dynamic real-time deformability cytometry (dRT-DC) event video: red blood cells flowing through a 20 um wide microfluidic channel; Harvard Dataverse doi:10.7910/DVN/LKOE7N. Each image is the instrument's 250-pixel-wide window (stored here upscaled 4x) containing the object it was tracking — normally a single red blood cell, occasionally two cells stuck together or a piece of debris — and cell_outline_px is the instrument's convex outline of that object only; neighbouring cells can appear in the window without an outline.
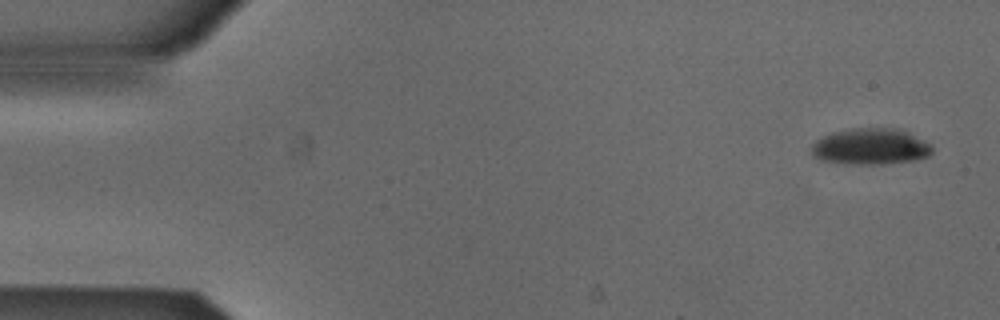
{"species": "Egyptian fruit bat (a non-hibernating species)", "species_latin": "Rousettus aegyptiacus", "temperature_condition": "cold", "stored_images_in_passage": 4, "camera_frame_rate_fps": 3000, "um_per_image_px": 0.085, "animal": {"sex": "male"}, "frame": {"image": 1, "passage_image": 1, "time_ms": 0.0, "image_size_px": [1000, 320], "cell_outline_px": [[932, 152], [928, 156], [916, 160], [880, 164], [848, 164], [816, 160], [812, 156], [812, 144], [816, 140], [832, 132], [852, 128], [904, 128], [932, 144]], "centroid_in_image_um": [74.02, 12.45], "position_along_channel_um": 11.0, "area_um2": 26.01}}
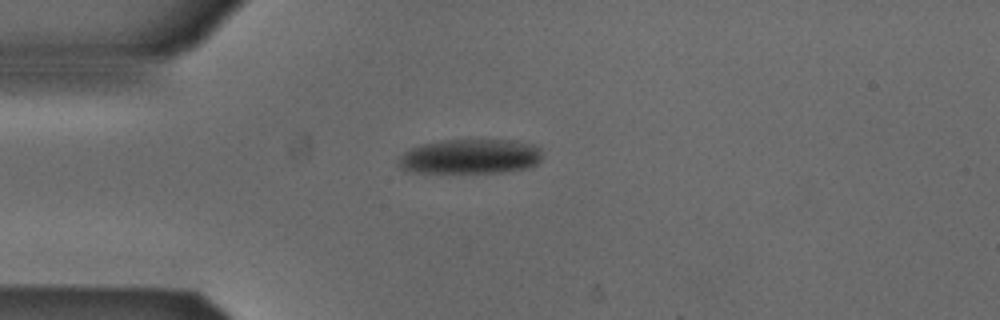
{"frame": {"image": 2, "passage_image": 4, "time_ms": 1.0, "image_size_px": [1000, 320], "cell_outline_px": [[540, 160], [536, 164], [528, 168], [500, 172], [404, 172], [396, 164], [400, 156], [404, 152], [412, 148], [424, 144], [444, 140], [508, 140], [532, 144], [540, 148]], "centroid_in_image_um": [39.92, 13.31], "position_along_channel_um": 45.1, "area_um2": 28.96}}